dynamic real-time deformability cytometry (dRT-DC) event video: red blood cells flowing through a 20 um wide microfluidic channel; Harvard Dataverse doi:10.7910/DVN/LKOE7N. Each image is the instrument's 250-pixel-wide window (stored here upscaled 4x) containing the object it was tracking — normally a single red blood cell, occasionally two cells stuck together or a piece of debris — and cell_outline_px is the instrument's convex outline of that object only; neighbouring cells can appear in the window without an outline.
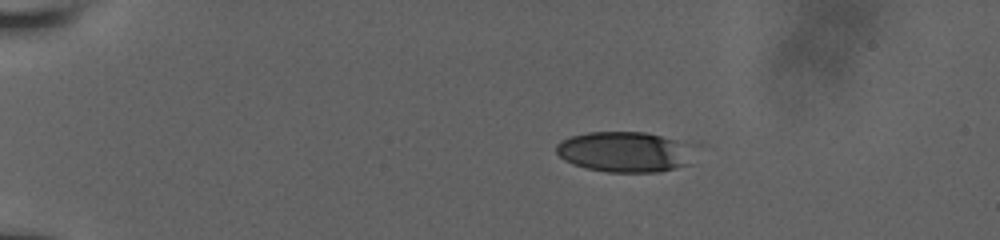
{"species": "human", "species_latin": "Homo sapiens", "temperature_condition": "room temperature", "stored_images_in_passage": 12, "camera_frame_rate_fps": 3000, "um_per_image_px": 0.085, "donor": {"sex": "male"}, "frame": {"image": 1, "passage_image": 1, "time_ms": 0.0, "image_size_px": [1000, 240], "cell_outline_px": [[692, 164], [676, 168], [656, 172], [608, 172], [584, 168], [572, 164], [564, 160], [556, 152], [556, 144], [560, 140], [572, 136], [588, 132], [644, 132], [676, 140]], "centroid_in_image_um": [52.91, 12.92], "position_along_channel_um": 32.1, "area_um2": 31.67}}
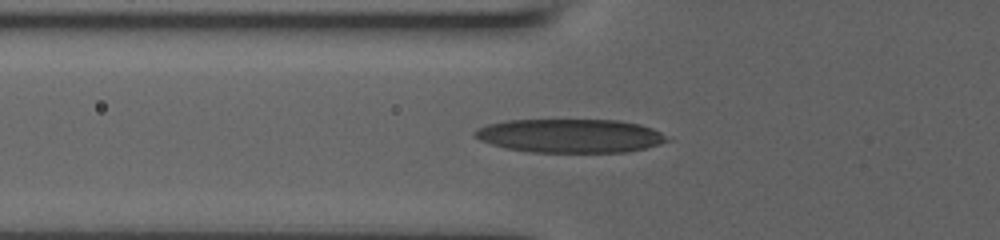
{"frame": {"image": 2, "passage_image": 9, "time_ms": 3.333, "image_size_px": [1000, 240], "cell_outline_px": [[676, 140], [628, 152], [532, 152], [504, 148], [480, 140], [472, 136], [472, 132], [476, 128], [488, 124], [504, 120], [620, 120], [640, 124], [652, 128]], "centroid_in_image_um": [48.48, 11.54], "position_along_channel_um": 77.3, "area_um2": 38.21}}
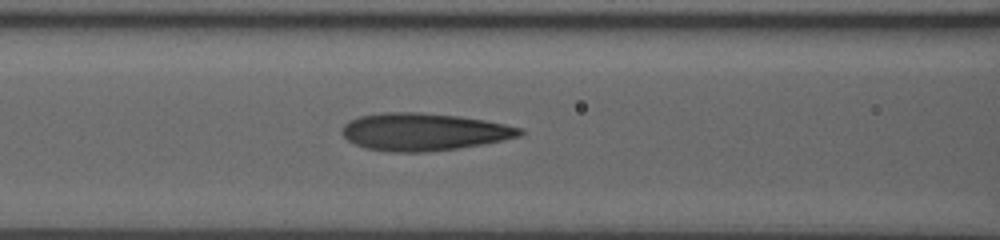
{"frame": {"image": 3, "passage_image": 12, "time_ms": 4.667, "image_size_px": [1000, 240], "cell_outline_px": [[524, 132], [520, 136], [480, 144], [432, 152], [388, 152], [364, 148], [348, 140], [340, 132], [344, 124], [348, 120], [360, 116], [384, 112], [416, 112], [456, 116], [484, 120], [524, 128]], "centroid_in_image_um": [35.97, 11.21], "position_along_channel_um": 130.6, "area_um2": 38.73}}